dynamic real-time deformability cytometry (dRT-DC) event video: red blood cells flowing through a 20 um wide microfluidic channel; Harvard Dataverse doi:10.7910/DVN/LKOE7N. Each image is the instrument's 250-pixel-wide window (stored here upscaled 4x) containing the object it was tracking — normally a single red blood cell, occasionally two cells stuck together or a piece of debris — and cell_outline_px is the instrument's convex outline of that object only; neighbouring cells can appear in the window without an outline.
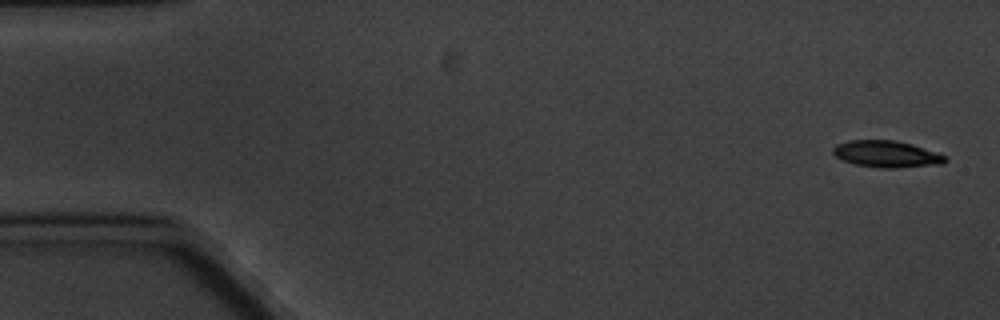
{"species": "common noctule bat (a hibernating species)", "species_latin": "Nyctalus noctula", "temperature_condition": "cold", "stored_images_in_passage": 3, "camera_frame_rate_fps": 3000, "um_per_image_px": 0.085, "animal": {"sex": "male", "body_mass_g": 20.1, "forearm_length_mm": 53.5}, "frame": {"image": 1, "passage_image": 1, "time_ms": 0.0, "image_size_px": [1000, 320], "cell_outline_px": [[948, 160], [944, 164], [896, 168], [880, 168], [856, 164], [844, 160], [836, 156], [832, 152], [832, 148], [836, 144], [848, 140], [896, 140], [912, 144], [948, 156]], "centroid_in_image_um": [75.39, 13.09], "position_along_channel_um": 9.6, "area_um2": 17.57}}